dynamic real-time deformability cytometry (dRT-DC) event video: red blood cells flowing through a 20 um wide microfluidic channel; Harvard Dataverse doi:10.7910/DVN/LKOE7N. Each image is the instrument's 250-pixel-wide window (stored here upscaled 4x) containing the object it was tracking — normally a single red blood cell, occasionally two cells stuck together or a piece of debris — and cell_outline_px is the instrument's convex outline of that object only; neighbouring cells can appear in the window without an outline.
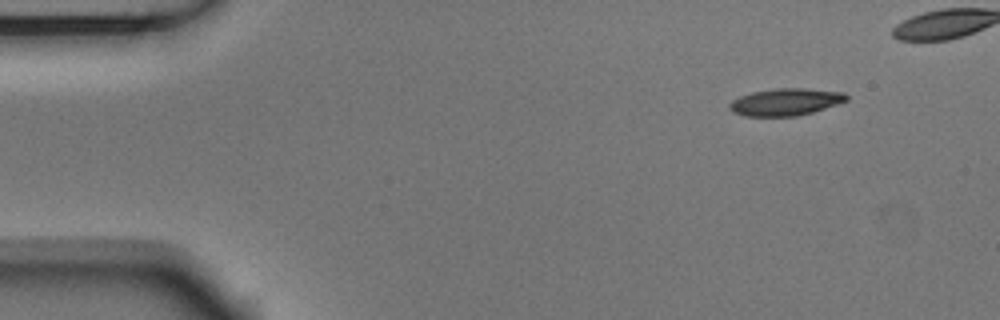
{"species": "Egyptian fruit bat (a non-hibernating species)", "species_latin": "Rousettus aegyptiacus", "temperature_condition": "room temperature", "stored_images_in_passage": 5, "camera_frame_rate_fps": 3000, "um_per_image_px": 0.085, "animal": {"sex": "male"}, "frame": {"image": 1, "passage_image": 1, "time_ms": 0.0, "image_size_px": [1000, 320], "cell_outline_px": [[848, 100], [812, 112], [796, 116], [744, 116], [732, 112], [728, 108], [728, 104], [732, 100], [740, 96], [752, 92], [776, 88], [804, 88], [844, 92], [848, 96]], "centroid_in_image_um": [66.74, 8.66], "position_along_channel_um": 18.3, "area_um2": 18.5}}